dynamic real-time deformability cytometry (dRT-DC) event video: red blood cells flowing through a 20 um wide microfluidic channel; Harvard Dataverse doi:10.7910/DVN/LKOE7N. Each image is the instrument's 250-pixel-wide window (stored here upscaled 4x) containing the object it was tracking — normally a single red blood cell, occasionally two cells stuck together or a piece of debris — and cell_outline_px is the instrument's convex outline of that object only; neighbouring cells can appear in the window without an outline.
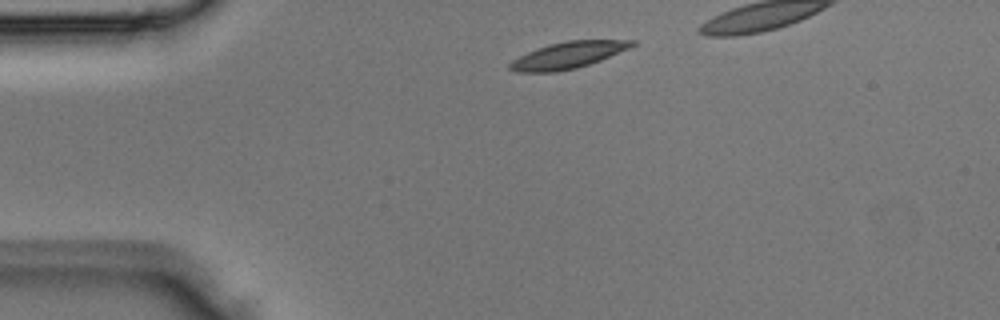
{"species": "Egyptian fruit bat (a non-hibernating species)", "species_latin": "Rousettus aegyptiacus", "temperature_condition": "room temperature", "stored_images_in_passage": 2, "camera_frame_rate_fps": 3000, "um_per_image_px": 0.085, "animal": {"sex": "male"}, "frame": {"image": 1, "passage_image": 1, "time_ms": 0.0, "image_size_px": [1000, 320], "cell_outline_px": [[636, 44], [628, 48], [600, 60], [576, 68], [556, 72], [516, 72], [508, 68], [508, 64], [512, 60], [536, 48], [548, 44], [568, 40], [636, 40]], "centroid_in_image_um": [48.24, 4.69], "position_along_channel_um": 36.8, "area_um2": 18.79}}